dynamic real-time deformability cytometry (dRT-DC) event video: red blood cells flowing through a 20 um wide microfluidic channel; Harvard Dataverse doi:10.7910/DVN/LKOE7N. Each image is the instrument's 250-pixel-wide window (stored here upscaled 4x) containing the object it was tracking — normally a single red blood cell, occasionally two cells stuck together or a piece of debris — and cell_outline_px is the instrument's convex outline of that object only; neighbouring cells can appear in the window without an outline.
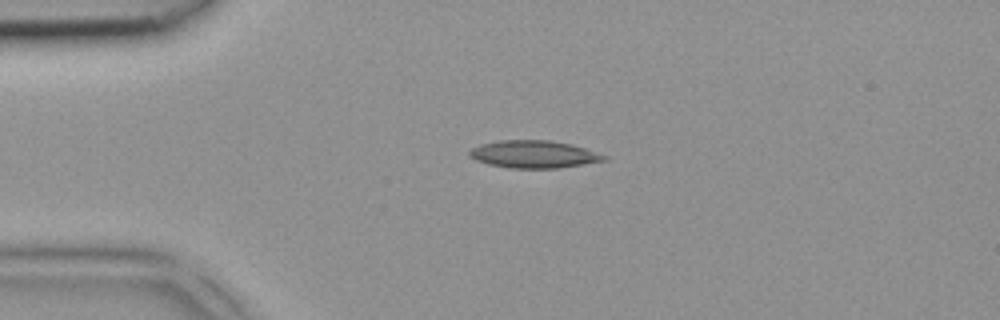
{"species": "common noctule bat (a hibernating species)", "species_latin": "Nyctalus noctula", "temperature_condition": "room temperature", "stored_images_in_passage": 5, "camera_frame_rate_fps": 3000, "um_per_image_px": 0.085, "animal": {"sex": "female", "body_mass_g": 18.4}, "frame": {"image": 1, "passage_image": 3, "time_ms": 0.667, "image_size_px": [1000, 320], "cell_outline_px": [[608, 160], [556, 168], [508, 168], [488, 164], [476, 160], [468, 156], [468, 152], [472, 148], [480, 144], [500, 140], [548, 140], [572, 144], [608, 156]], "centroid_in_image_um": [45.35, 13.11], "position_along_channel_um": 39.6, "area_um2": 21.56}}